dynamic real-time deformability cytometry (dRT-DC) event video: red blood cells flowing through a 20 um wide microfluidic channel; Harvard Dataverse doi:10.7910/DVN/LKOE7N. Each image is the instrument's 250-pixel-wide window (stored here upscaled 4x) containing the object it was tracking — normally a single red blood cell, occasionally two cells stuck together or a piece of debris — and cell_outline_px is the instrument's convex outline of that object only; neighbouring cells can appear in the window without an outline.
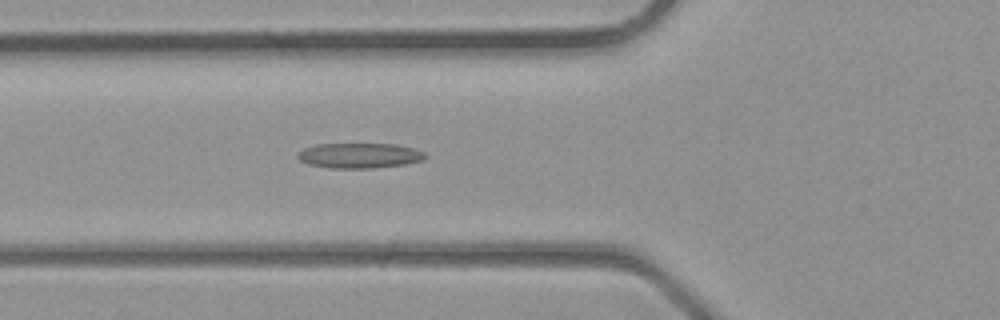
{"species": "common noctule bat (a hibernating species)", "species_latin": "Nyctalus noctula", "temperature_condition": "room temperature", "stored_images_in_passage": 36, "camera_frame_rate_fps": 3000, "um_per_image_px": 0.085, "animal": {"sex": "male", "body_mass_g": 23.1, "forearm_length_mm": 52.7}, "frame": {"image": 1, "passage_image": 14, "time_ms": 4.333, "image_size_px": [1000, 320], "cell_outline_px": [[424, 156], [420, 160], [404, 164], [372, 168], [328, 168], [308, 164], [300, 160], [296, 156], [304, 148], [316, 144], [396, 144], [412, 148], [424, 152]], "centroid_in_image_um": [30.49, 13.22], "position_along_channel_um": 95.3, "area_um2": 18.44}}
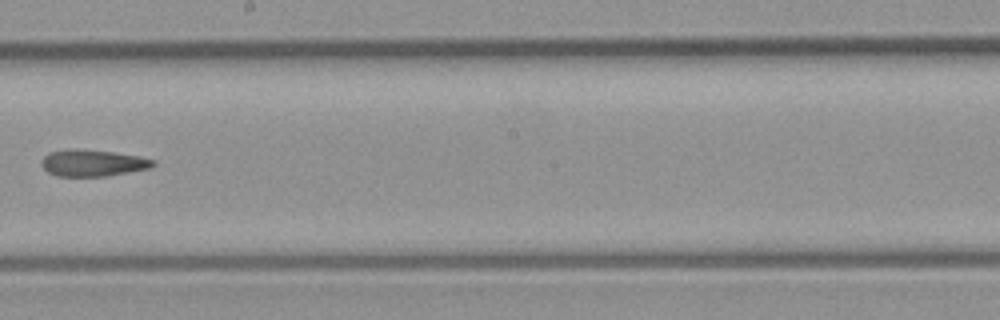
{"frame": {"image": 2, "passage_image": 22, "time_ms": 7.0, "image_size_px": [1000, 320], "cell_outline_px": [[156, 164], [148, 168], [108, 176], [56, 176], [48, 172], [40, 164], [40, 160], [48, 152], [68, 148], [112, 152], [140, 156], [156, 160]], "centroid_in_image_um": [7.85, 13.85], "position_along_channel_um": 240.4, "area_um2": 17.4}}
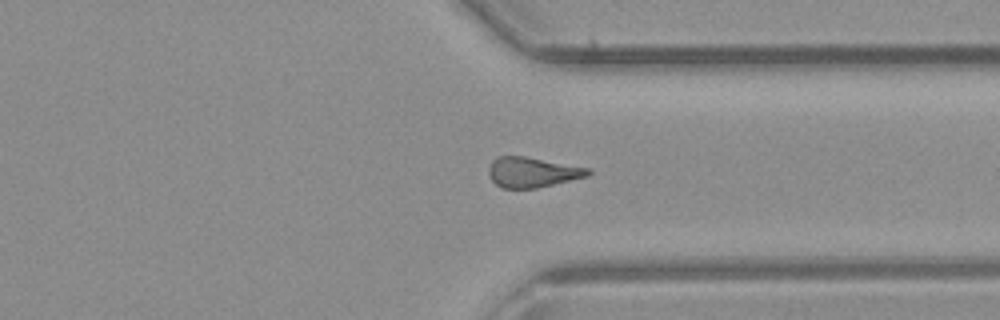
{"frame": {"image": 3, "passage_image": 29, "time_ms": 9.333, "image_size_px": [1000, 320], "cell_outline_px": [[592, 172], [588, 176], [536, 188], [504, 188], [496, 184], [488, 176], [488, 168], [492, 160], [500, 156], [524, 156], [592, 168]], "centroid_in_image_um": [45.26, 14.63], "position_along_channel_um": 366.1, "area_um2": 17.51}}